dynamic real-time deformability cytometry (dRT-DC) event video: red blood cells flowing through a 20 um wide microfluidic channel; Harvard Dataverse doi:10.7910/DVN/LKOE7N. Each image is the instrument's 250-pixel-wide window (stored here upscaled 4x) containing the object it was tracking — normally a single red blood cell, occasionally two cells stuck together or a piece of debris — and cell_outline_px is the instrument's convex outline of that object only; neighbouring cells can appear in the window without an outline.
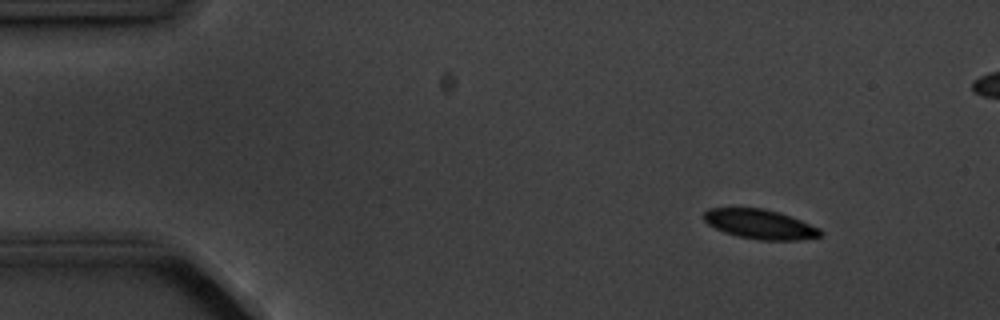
{"species": "common noctule bat (a hibernating species)", "species_latin": "Nyctalus noctula", "temperature_condition": "cold", "stored_images_in_passage": 4, "camera_frame_rate_fps": 3000, "um_per_image_px": 0.085, "animal": {"sex": "male", "body_mass_g": 20.1, "forearm_length_mm": 53.5}, "frame": {"image": 1, "passage_image": 1, "time_ms": 0.0, "image_size_px": [1000, 320], "cell_outline_px": [[824, 232], [820, 236], [800, 240], [760, 240], [736, 236], [724, 232], [708, 224], [704, 220], [704, 212], [708, 208], [764, 208], [780, 212], [820, 228]], "centroid_in_image_um": [64.61, 19.05], "position_along_channel_um": 20.4, "area_um2": 20.11}}